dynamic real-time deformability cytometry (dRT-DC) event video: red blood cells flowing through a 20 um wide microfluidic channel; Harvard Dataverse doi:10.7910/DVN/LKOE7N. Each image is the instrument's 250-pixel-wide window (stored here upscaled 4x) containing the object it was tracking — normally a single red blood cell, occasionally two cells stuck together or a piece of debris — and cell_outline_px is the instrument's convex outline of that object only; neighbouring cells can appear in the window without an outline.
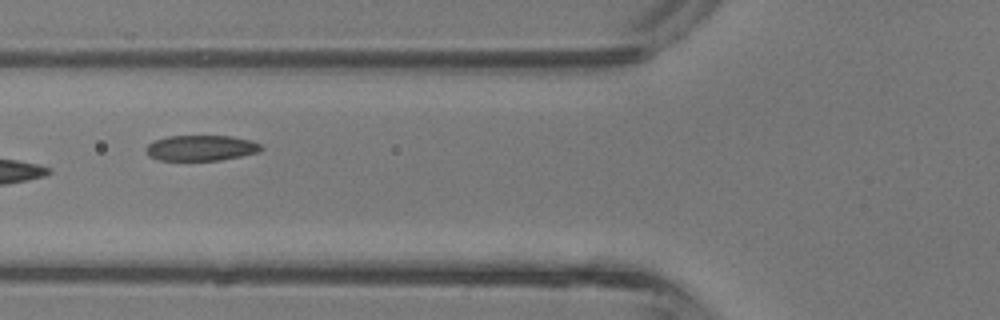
{"species": "common noctule bat (a hibernating species)", "species_latin": "Nyctalus noctula", "temperature_condition": "room temperature", "stored_images_in_passage": 5, "camera_frame_rate_fps": 3000, "um_per_image_px": 0.085, "animal": {"sex": "male", "body_mass_g": 13.3}, "frame": {"image": 1, "passage_image": 4, "time_ms": 1.0, "image_size_px": [1000, 320], "cell_outline_px": [[264, 148], [260, 152], [220, 160], [160, 160], [148, 156], [144, 148], [148, 144], [156, 140], [168, 136], [232, 136], [252, 140], [260, 144]], "centroid_in_image_um": [17.1, 12.57], "position_along_channel_um": 108.7, "area_um2": 17.22}}
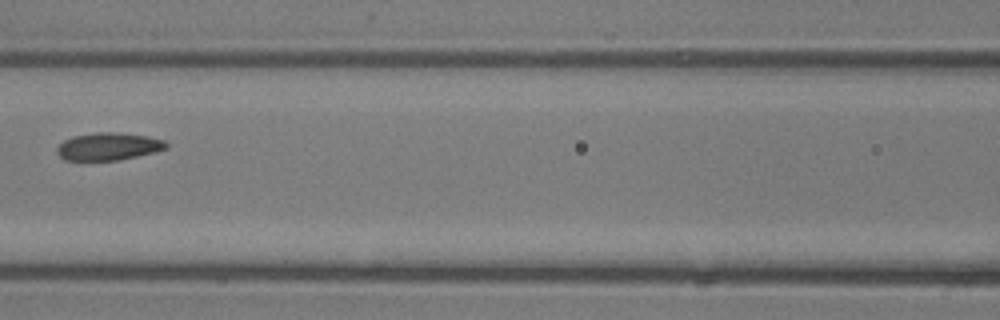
{"frame": {"image": 2, "passage_image": 5, "time_ms": 1.333, "image_size_px": [1000, 320], "cell_outline_px": [[168, 148], [156, 152], [116, 160], [64, 160], [56, 152], [56, 148], [64, 140], [72, 136], [96, 132], [112, 132], [148, 136], [164, 140], [168, 144]], "centroid_in_image_um": [9.21, 12.44], "position_along_channel_um": 157.4, "area_um2": 17.51}}